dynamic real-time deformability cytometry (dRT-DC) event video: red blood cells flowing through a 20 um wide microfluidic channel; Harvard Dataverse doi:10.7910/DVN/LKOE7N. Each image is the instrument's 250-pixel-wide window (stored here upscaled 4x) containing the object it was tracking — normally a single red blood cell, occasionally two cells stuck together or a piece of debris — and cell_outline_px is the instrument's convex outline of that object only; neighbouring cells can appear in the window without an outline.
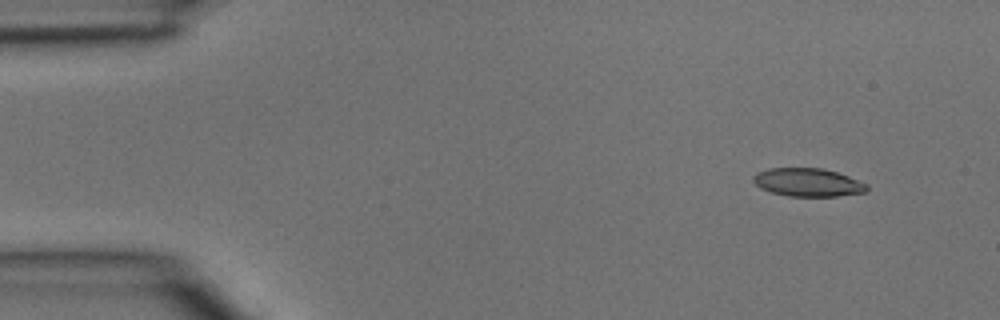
{"species": "common noctule bat (a hibernating species)", "species_latin": "Nyctalus noctula", "temperature_condition": "room temperature", "stored_images_in_passage": 4, "camera_frame_rate_fps": 3000, "um_per_image_px": 0.085, "animal": {"sex": "male", "body_mass_g": 15.6}, "frame": {"image": 1, "passage_image": 2, "time_ms": 0.333, "image_size_px": [1000, 320], "cell_outline_px": [[868, 192], [836, 196], [788, 196], [772, 192], [760, 188], [752, 180], [752, 176], [756, 172], [768, 168], [824, 168], [848, 176], [868, 184]], "centroid_in_image_um": [68.67, 15.5], "position_along_channel_um": 16.3, "area_um2": 18.79}}
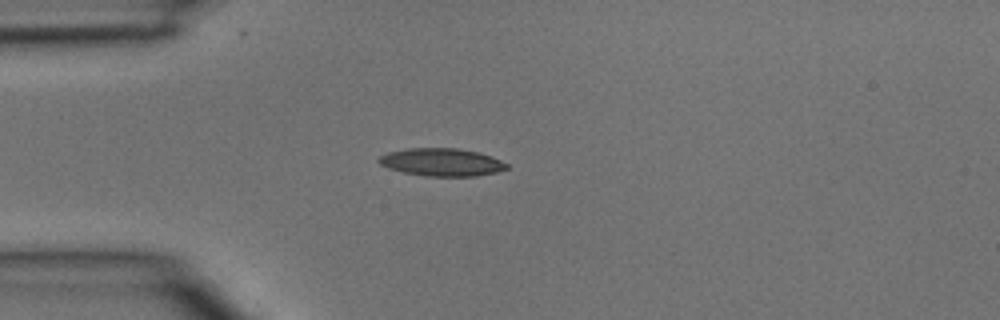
{"frame": {"image": 2, "passage_image": 4, "time_ms": 1.0, "image_size_px": [1000, 320], "cell_outline_px": [[508, 168], [496, 172], [476, 176], [424, 176], [404, 172], [388, 168], [380, 164], [376, 160], [380, 156], [388, 152], [408, 148], [456, 148], [480, 152], [492, 156], [508, 164]], "centroid_in_image_um": [37.54, 13.78], "position_along_channel_um": 47.5, "area_um2": 20.75}}